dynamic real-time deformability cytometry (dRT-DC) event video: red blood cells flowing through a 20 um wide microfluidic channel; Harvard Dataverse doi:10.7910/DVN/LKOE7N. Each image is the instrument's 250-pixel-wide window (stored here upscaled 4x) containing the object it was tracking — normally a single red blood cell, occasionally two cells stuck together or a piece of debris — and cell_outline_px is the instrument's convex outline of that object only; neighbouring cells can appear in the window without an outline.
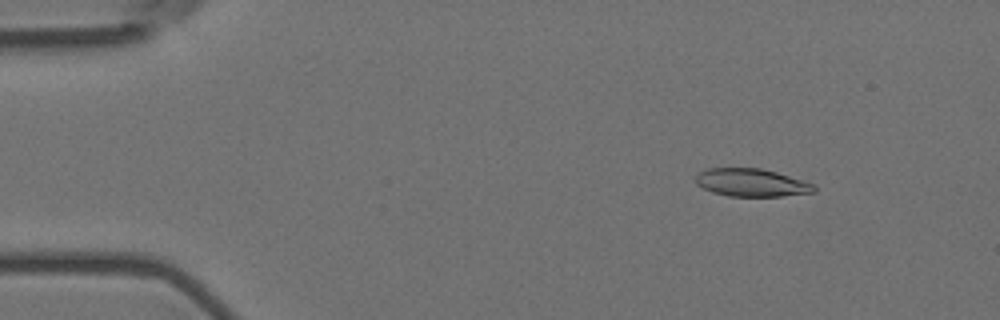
{"species": "Egyptian fruit bat (a non-hibernating species)", "species_latin": "Rousettus aegyptiacus", "temperature_condition": "room temperature", "stored_images_in_passage": 5, "camera_frame_rate_fps": 3000, "um_per_image_px": 0.085, "animal": {"sex": "female"}, "frame": {"image": 1, "passage_image": 1, "time_ms": 0.0, "image_size_px": [1000, 320], "cell_outline_px": [[816, 192], [784, 196], [728, 196], [712, 192], [696, 184], [696, 176], [700, 172], [708, 168], [760, 168], [776, 172], [816, 184]], "centroid_in_image_um": [63.91, 15.53], "position_along_channel_um": 21.1, "area_um2": 19.25}}
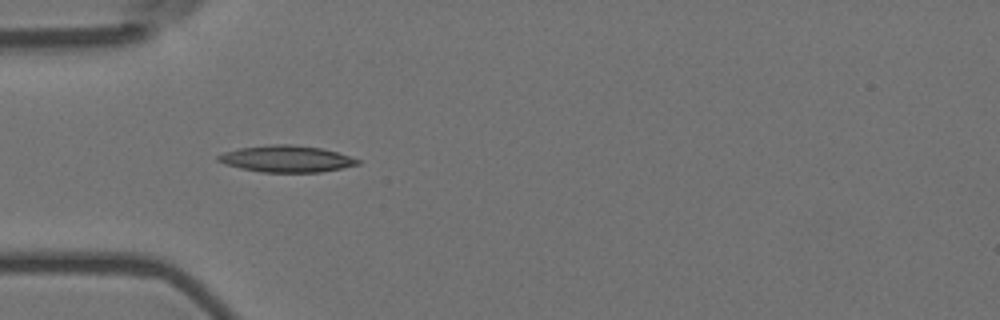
{"frame": {"image": 2, "passage_image": 4, "time_ms": 1.0, "image_size_px": [1000, 320], "cell_outline_px": [[360, 164], [320, 172], [260, 172], [240, 168], [224, 164], [216, 160], [216, 156], [224, 152], [240, 148], [272, 144], [288, 144], [320, 148], [336, 152], [360, 160]], "centroid_in_image_um": [24.3, 13.5], "position_along_channel_um": 60.7, "area_um2": 21.44}}
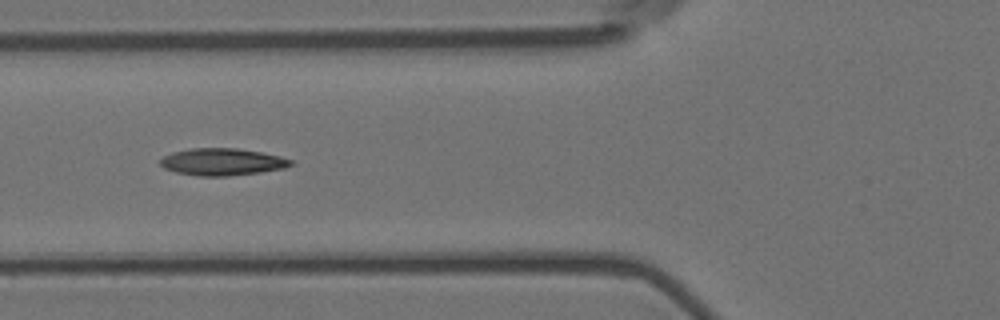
{"frame": {"image": 3, "passage_image": 5, "time_ms": 1.333, "image_size_px": [1000, 320], "cell_outline_px": [[292, 164], [284, 168], [260, 172], [228, 176], [200, 176], [176, 172], [164, 168], [160, 164], [160, 160], [164, 156], [172, 152], [192, 148], [236, 148], [260, 152], [280, 156], [292, 160]], "centroid_in_image_um": [18.87, 13.76], "position_along_channel_um": 106.9, "area_um2": 20.46}}